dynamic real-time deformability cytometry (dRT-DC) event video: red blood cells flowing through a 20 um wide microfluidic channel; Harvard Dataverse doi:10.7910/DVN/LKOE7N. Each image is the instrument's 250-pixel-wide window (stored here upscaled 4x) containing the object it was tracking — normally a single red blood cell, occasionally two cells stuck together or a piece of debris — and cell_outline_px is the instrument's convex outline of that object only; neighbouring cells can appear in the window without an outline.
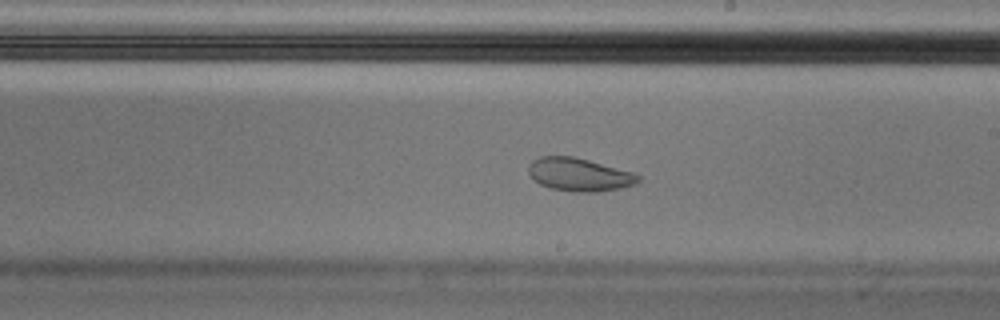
{"species": "Egyptian fruit bat (a non-hibernating species)", "species_latin": "Rousettus aegyptiacus", "temperature_condition": "cold", "stored_images_in_passage": 57, "camera_frame_rate_fps": 3000, "um_per_image_px": 0.085, "animal": {"sex": "male"}, "frame": {"image": 1, "passage_image": 33, "time_ms": 10.667, "image_size_px": [1000, 320], "cell_outline_px": [[640, 180], [636, 184], [620, 188], [600, 192], [576, 192], [552, 188], [540, 184], [528, 172], [528, 164], [532, 160], [540, 156], [572, 156], [588, 160], [632, 172], [640, 176]], "centroid_in_image_um": [49.23, 14.84], "position_along_channel_um": 239.8, "area_um2": 21.04}, "authors_computed_cell_mechanics": {"area_um2": 22.4264, "velocity_mm_per_s": 3.5227, "shape_relaxation_time_tau1_ms": null, "shape_relaxation_time_tau2_ms": 1.5018, "deformation_change_tau1": null, "deformation_change_tau2": 0.0509}}